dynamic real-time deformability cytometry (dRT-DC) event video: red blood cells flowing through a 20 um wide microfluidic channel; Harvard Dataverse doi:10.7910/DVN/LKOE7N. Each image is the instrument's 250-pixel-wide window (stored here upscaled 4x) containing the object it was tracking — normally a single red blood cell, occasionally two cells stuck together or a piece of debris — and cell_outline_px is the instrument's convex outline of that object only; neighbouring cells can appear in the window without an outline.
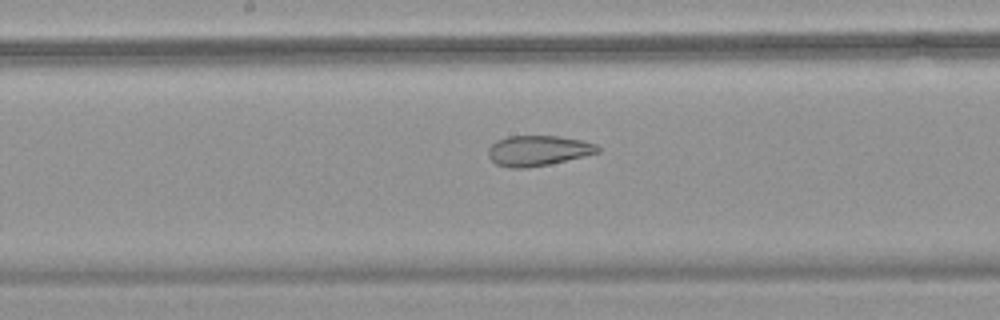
{"species": "common noctule bat (a hibernating species)", "species_latin": "Nyctalus noctula", "temperature_condition": "warm", "stored_images_in_passage": 33, "camera_frame_rate_fps": 3000, "um_per_image_px": 0.085, "animal": {"sex": "female", "body_mass_g": 18.4}, "frame": {"image": 1, "passage_image": 19, "time_ms": 6.0, "image_size_px": [1000, 320], "cell_outline_px": [[600, 152], [584, 156], [548, 164], [528, 168], [508, 168], [496, 164], [488, 156], [488, 148], [496, 140], [508, 136], [560, 136], [580, 140], [596, 144], [600, 148]], "centroid_in_image_um": [45.71, 12.8], "position_along_channel_um": 202.5, "area_um2": 19.36}}